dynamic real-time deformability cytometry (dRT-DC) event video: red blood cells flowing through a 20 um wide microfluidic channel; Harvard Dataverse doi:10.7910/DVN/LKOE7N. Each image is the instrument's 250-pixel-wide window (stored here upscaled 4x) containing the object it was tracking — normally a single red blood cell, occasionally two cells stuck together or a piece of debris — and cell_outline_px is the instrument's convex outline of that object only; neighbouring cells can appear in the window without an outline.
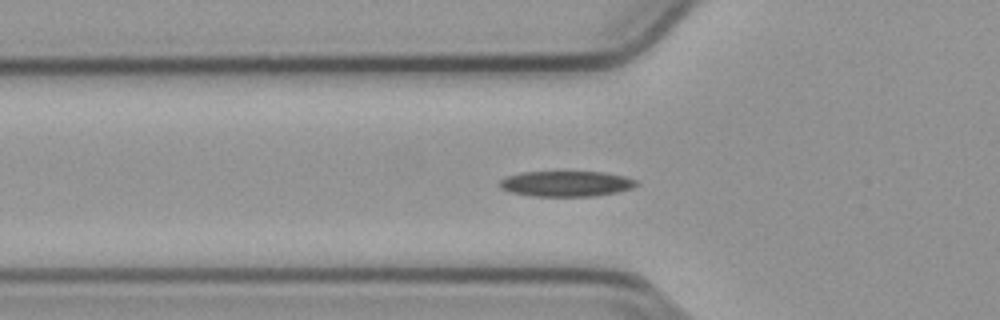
{"species": "common noctule bat (a hibernating species)", "species_latin": "Nyctalus noctula", "temperature_condition": "cold", "stored_images_in_passage": 31, "camera_frame_rate_fps": 3000, "um_per_image_px": 0.085, "animal": {"sex": "male", "body_mass_g": 23.1, "forearm_length_mm": 52.7}, "frame": {"image": 1, "passage_image": 8, "time_ms": 2.333, "image_size_px": [1000, 320], "cell_outline_px": [[640, 184], [632, 188], [616, 192], [592, 196], [532, 196], [508, 192], [500, 188], [500, 180], [508, 176], [524, 172], [604, 172], [624, 176], [636, 180]], "centroid_in_image_um": [48.13, 15.62], "position_along_channel_um": 77.7, "area_um2": 20.29}}
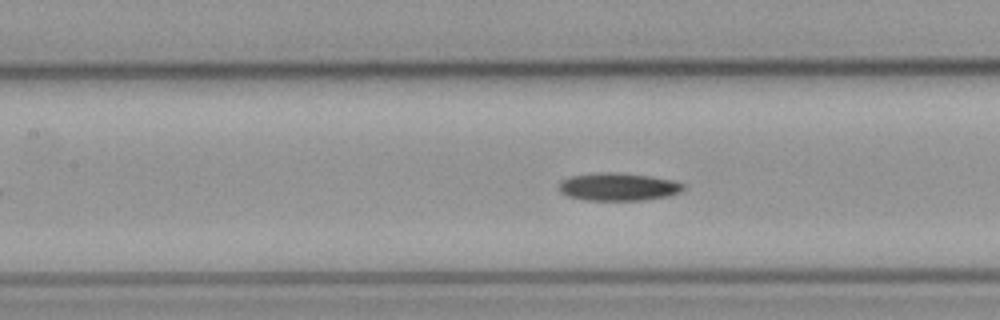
{"frame": {"image": 2, "passage_image": 14, "time_ms": 4.333, "image_size_px": [1000, 320], "cell_outline_px": [[684, 188], [680, 192], [668, 196], [644, 200], [584, 200], [568, 196], [560, 192], [560, 184], [564, 180], [572, 176], [600, 172], [616, 172], [648, 176], [672, 180], [684, 184]], "centroid_in_image_um": [52.57, 15.88], "position_along_channel_um": 154.8, "area_um2": 19.94}}
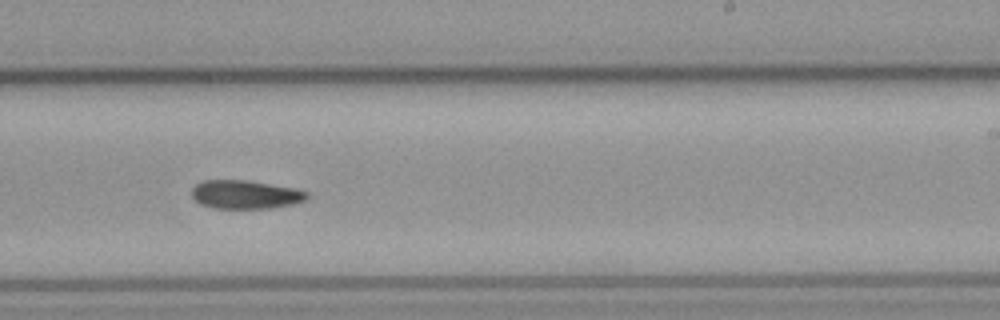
{"frame": {"image": 3, "passage_image": 23, "time_ms": 7.333, "image_size_px": [1000, 320], "cell_outline_px": [[308, 196], [304, 200], [292, 204], [272, 208], [212, 208], [200, 204], [192, 196], [192, 188], [196, 184], [204, 180], [244, 180], [296, 188], [308, 192]], "centroid_in_image_um": [20.84, 16.53], "position_along_channel_um": 268.2, "area_um2": 19.07}}